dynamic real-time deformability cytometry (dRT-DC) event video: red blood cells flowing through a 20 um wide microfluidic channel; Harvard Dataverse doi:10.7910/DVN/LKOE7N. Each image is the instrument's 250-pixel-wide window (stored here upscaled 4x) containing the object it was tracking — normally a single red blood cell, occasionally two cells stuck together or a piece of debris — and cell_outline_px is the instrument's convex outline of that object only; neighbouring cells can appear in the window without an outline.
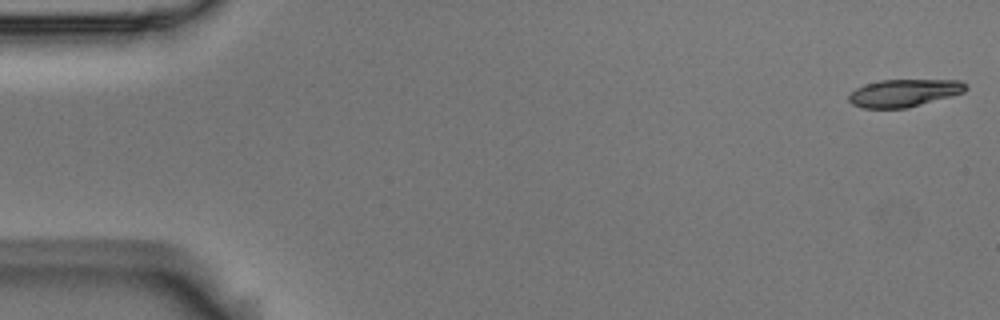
{"species": "Egyptian fruit bat (a non-hibernating species)", "species_latin": "Rousettus aegyptiacus", "temperature_condition": "room temperature", "stored_images_in_passage": 8, "camera_frame_rate_fps": 3000, "um_per_image_px": 0.085, "animal": {"sex": "male"}, "frame": {"image": 1, "passage_image": 1, "time_ms": 0.0, "image_size_px": [1000, 320], "cell_outline_px": [[968, 88], [964, 92], [952, 96], [908, 108], [860, 108], [852, 104], [848, 100], [848, 96], [856, 88], [864, 84], [880, 80], [960, 80], [968, 84]], "centroid_in_image_um": [76.85, 7.9], "position_along_channel_um": 8.1, "area_um2": 18.96}}
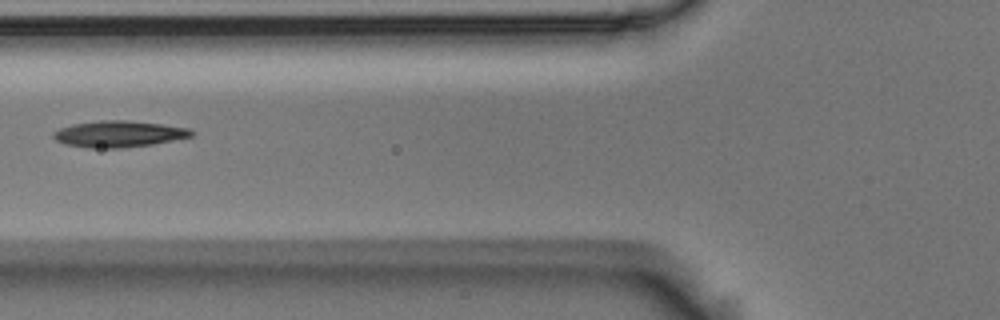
{"frame": {"image": 2, "passage_image": 6, "time_ms": 1.667, "image_size_px": [1000, 320], "cell_outline_px": [[196, 132], [192, 136], [152, 144], [120, 148], [88, 148], [64, 144], [56, 140], [52, 136], [52, 132], [60, 128], [72, 124], [100, 120], [128, 120], [160, 124], [188, 128]], "centroid_in_image_um": [10.06, 11.38], "position_along_channel_um": 115.7, "area_um2": 21.21}}
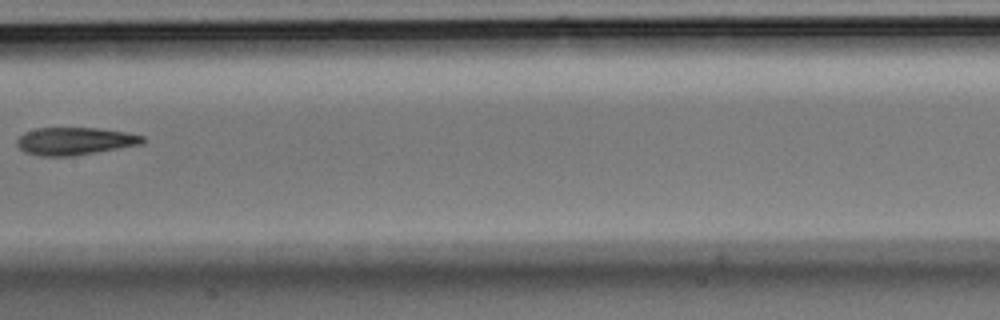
{"frame": {"image": 3, "passage_image": 8, "time_ms": 2.333, "image_size_px": [1000, 320], "cell_outline_px": [[144, 144], [72, 156], [40, 156], [24, 152], [16, 144], [16, 140], [24, 132], [36, 128], [96, 128], [124, 132], [144, 136]], "centroid_in_image_um": [6.34, 12.0], "position_along_channel_um": 201.1, "area_um2": 20.17}}